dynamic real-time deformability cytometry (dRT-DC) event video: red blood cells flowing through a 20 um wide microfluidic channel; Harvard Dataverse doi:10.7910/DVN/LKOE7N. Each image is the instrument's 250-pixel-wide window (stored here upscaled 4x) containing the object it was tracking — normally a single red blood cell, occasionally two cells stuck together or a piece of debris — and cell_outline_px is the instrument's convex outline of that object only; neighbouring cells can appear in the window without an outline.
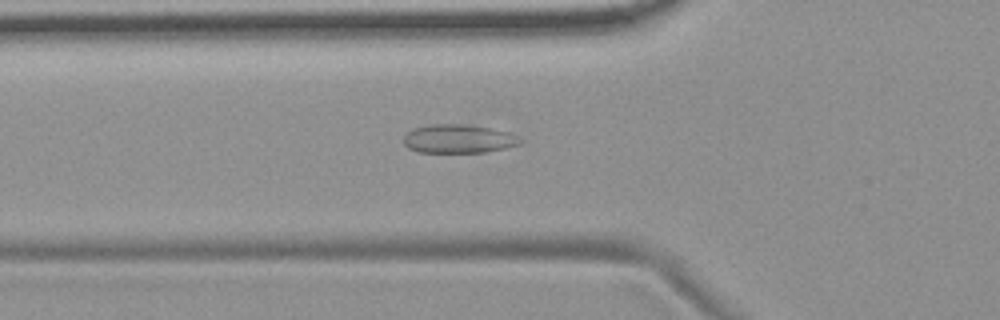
{"species": "common noctule bat (a hibernating species)", "species_latin": "Nyctalus noctula", "temperature_condition": "room temperature", "stored_images_in_passage": 54, "camera_frame_rate_fps": 3000, "um_per_image_px": 0.085, "animal": {"sex": "female", "body_mass_g": 19.9}, "frame": {"image": 1, "passage_image": 19, "time_ms": 6.0, "image_size_px": [1000, 320], "cell_outline_px": [[524, 140], [520, 144], [488, 152], [420, 152], [408, 148], [404, 144], [404, 136], [412, 128], [428, 124], [472, 124], [512, 132], [520, 136]], "centroid_in_image_um": [39.03, 11.78], "position_along_channel_um": 86.8, "area_um2": 19.88}}
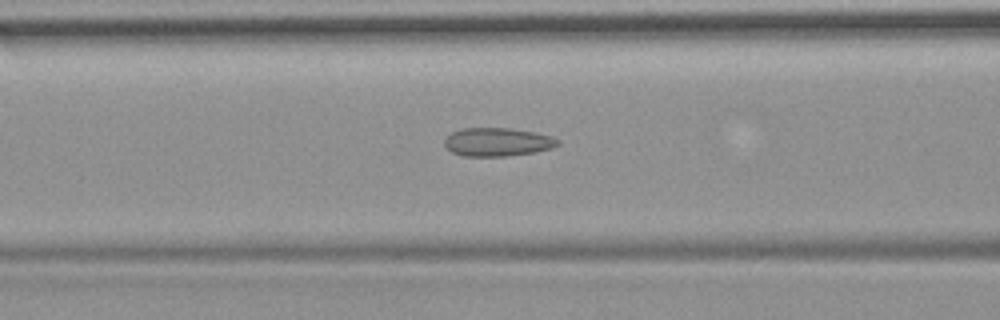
{"frame": {"image": 2, "passage_image": 22, "time_ms": 7.0, "image_size_px": [1000, 320], "cell_outline_px": [[560, 144], [552, 148], [536, 152], [508, 156], [464, 156], [452, 152], [444, 144], [444, 140], [452, 132], [460, 128], [512, 128], [536, 132], [552, 136], [560, 140]], "centroid_in_image_um": [42.32, 12.06], "position_along_channel_um": 124.3, "area_um2": 18.96}}
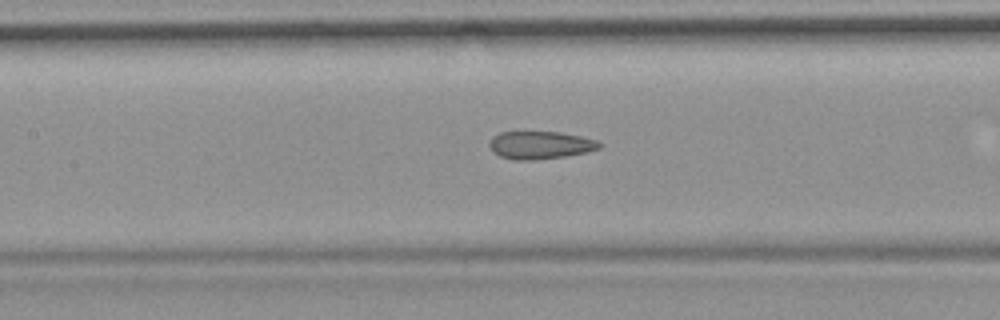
{"frame": {"image": 3, "passage_image": 25, "time_ms": 8.0, "image_size_px": [1000, 320], "cell_outline_px": [[604, 144], [600, 148], [588, 152], [564, 156], [532, 160], [512, 160], [500, 156], [492, 152], [488, 144], [492, 136], [500, 132], [560, 132], [580, 136], [596, 140]], "centroid_in_image_um": [45.91, 12.33], "position_along_channel_um": 161.5, "area_um2": 17.92}, "authors_computed_cell_mechanics": {"area_um2": 18.9873, "velocity_mm_per_s": 3.7077, "shape_relaxation_time_tau1_ms": null, "shape_relaxation_time_tau2_ms": 2.135, "deformation_change_tau1": null, "deformation_change_tau2": 0.1219}}